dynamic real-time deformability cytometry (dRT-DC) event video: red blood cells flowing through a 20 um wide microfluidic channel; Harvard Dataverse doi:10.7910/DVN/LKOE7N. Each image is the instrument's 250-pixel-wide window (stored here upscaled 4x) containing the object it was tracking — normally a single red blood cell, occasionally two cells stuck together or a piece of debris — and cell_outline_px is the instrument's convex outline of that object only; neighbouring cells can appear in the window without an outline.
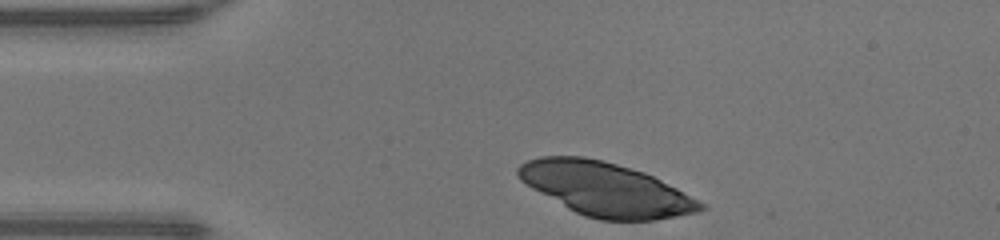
{"species": "human", "species_latin": "Homo sapiens", "temperature_condition": "warm", "stored_images_in_passage": 31, "camera_frame_rate_fps": 3000, "um_per_image_px": 0.085, "donor": {"sex": "male"}, "frame": {"image": 1, "passage_image": 1, "time_ms": 0.0, "image_size_px": [1000, 240], "cell_outline_px": [[704, 208], [696, 212], [656, 220], [600, 220], [584, 216], [568, 208], [532, 188], [520, 180], [516, 172], [516, 168], [520, 164], [528, 160], [540, 156], [584, 156], [604, 160], [644, 172], [676, 188], [704, 204]], "centroid_in_image_um": [51.43, 16.07], "position_along_channel_um": 33.6, "area_um2": 56.3}}